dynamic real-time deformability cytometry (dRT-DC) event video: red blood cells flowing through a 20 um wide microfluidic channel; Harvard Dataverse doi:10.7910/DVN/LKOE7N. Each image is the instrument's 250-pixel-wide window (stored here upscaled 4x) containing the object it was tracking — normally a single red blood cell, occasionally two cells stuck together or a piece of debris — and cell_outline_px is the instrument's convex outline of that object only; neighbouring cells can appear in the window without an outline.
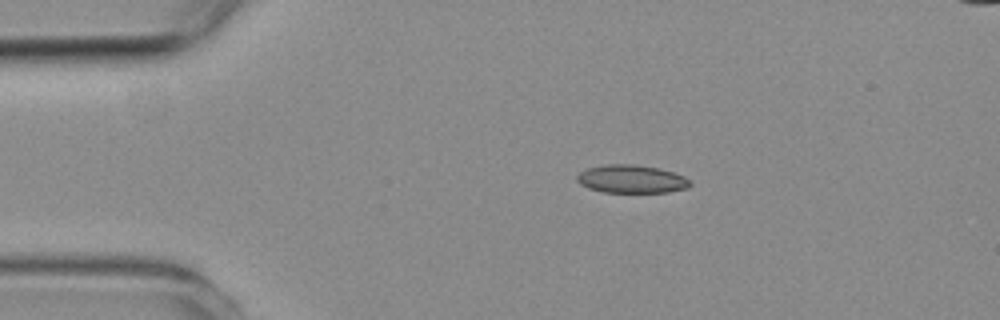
{"species": "common noctule bat (a hibernating species)", "species_latin": "Nyctalus noctula", "temperature_condition": "room temperature", "stored_images_in_passage": 5, "camera_frame_rate_fps": 3000, "um_per_image_px": 0.085, "animal": {"sex": "female", "body_mass_g": 19.3, "forearm_length_mm": 54.1}, "frame": {"image": 1, "passage_image": 1, "time_ms": 0.0, "image_size_px": [1000, 320], "cell_outline_px": [[692, 184], [688, 188], [668, 192], [604, 192], [588, 188], [580, 184], [576, 180], [576, 176], [580, 172], [588, 168], [608, 164], [632, 164], [660, 168], [684, 176]], "centroid_in_image_um": [53.67, 15.22], "position_along_channel_um": 31.3, "area_um2": 18.5}}
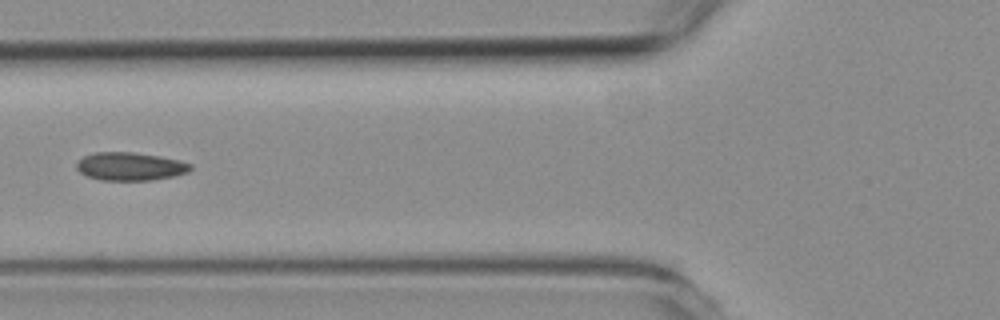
{"frame": {"image": 2, "passage_image": 4, "time_ms": 3.333, "image_size_px": [1000, 320], "cell_outline_px": [[192, 168], [188, 172], [172, 176], [152, 180], [100, 180], [88, 176], [80, 172], [76, 168], [76, 164], [84, 156], [96, 152], [132, 152], [160, 156], [180, 160], [192, 164]], "centroid_in_image_um": [11.08, 14.14], "position_along_channel_um": 114.7, "area_um2": 18.61}}
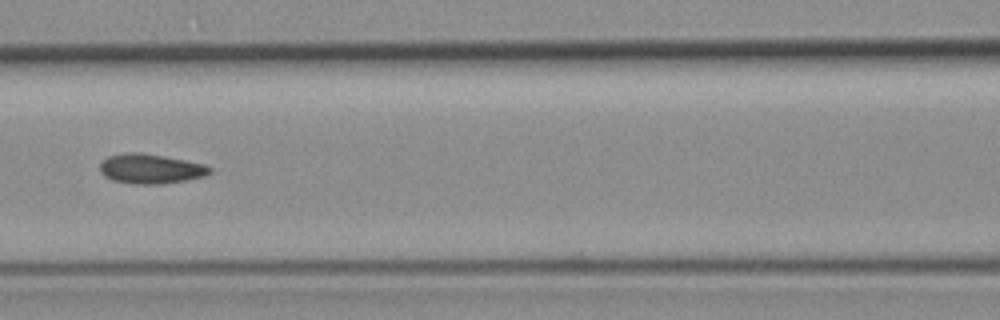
{"frame": {"image": 3, "passage_image": 5, "time_ms": 4.333, "image_size_px": [1000, 320], "cell_outline_px": [[212, 172], [204, 176], [164, 184], [136, 184], [112, 180], [104, 176], [100, 172], [100, 164], [108, 156], [128, 152], [136, 152], [184, 160], [204, 164], [212, 168]], "centroid_in_image_um": [12.79, 14.36], "position_along_channel_um": 153.8, "area_um2": 18.79}}